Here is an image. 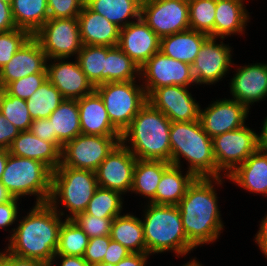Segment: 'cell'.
<instances>
[{
	"label": "cell",
	"mask_w": 267,
	"mask_h": 266,
	"mask_svg": "<svg viewBox=\"0 0 267 266\" xmlns=\"http://www.w3.org/2000/svg\"><path fill=\"white\" fill-rule=\"evenodd\" d=\"M140 81V67L131 60L118 46H107L105 67L101 71V84L107 82Z\"/></svg>",
	"instance_id": "d6a6232c"
},
{
	"label": "cell",
	"mask_w": 267,
	"mask_h": 266,
	"mask_svg": "<svg viewBox=\"0 0 267 266\" xmlns=\"http://www.w3.org/2000/svg\"><path fill=\"white\" fill-rule=\"evenodd\" d=\"M110 241V235L90 238L83 258L88 262L89 265L103 262L104 255L109 247Z\"/></svg>",
	"instance_id": "f6af8a7d"
},
{
	"label": "cell",
	"mask_w": 267,
	"mask_h": 266,
	"mask_svg": "<svg viewBox=\"0 0 267 266\" xmlns=\"http://www.w3.org/2000/svg\"><path fill=\"white\" fill-rule=\"evenodd\" d=\"M48 118L52 121L53 133L62 147L81 134L77 100L64 99Z\"/></svg>",
	"instance_id": "1f68e13d"
},
{
	"label": "cell",
	"mask_w": 267,
	"mask_h": 266,
	"mask_svg": "<svg viewBox=\"0 0 267 266\" xmlns=\"http://www.w3.org/2000/svg\"><path fill=\"white\" fill-rule=\"evenodd\" d=\"M47 61L39 42L31 36L0 69V89L30 74L47 73Z\"/></svg>",
	"instance_id": "44dd1931"
},
{
	"label": "cell",
	"mask_w": 267,
	"mask_h": 266,
	"mask_svg": "<svg viewBox=\"0 0 267 266\" xmlns=\"http://www.w3.org/2000/svg\"><path fill=\"white\" fill-rule=\"evenodd\" d=\"M132 252L126 247L111 239L109 247L104 255L103 262L116 265L119 261L127 257Z\"/></svg>",
	"instance_id": "f907efd6"
},
{
	"label": "cell",
	"mask_w": 267,
	"mask_h": 266,
	"mask_svg": "<svg viewBox=\"0 0 267 266\" xmlns=\"http://www.w3.org/2000/svg\"><path fill=\"white\" fill-rule=\"evenodd\" d=\"M9 153L14 156L41 161L54 171L61 164V151L29 131H20L11 143Z\"/></svg>",
	"instance_id": "d4e9b609"
},
{
	"label": "cell",
	"mask_w": 267,
	"mask_h": 266,
	"mask_svg": "<svg viewBox=\"0 0 267 266\" xmlns=\"http://www.w3.org/2000/svg\"><path fill=\"white\" fill-rule=\"evenodd\" d=\"M0 182L13 198L34 196L35 204L48 203L52 170L41 161L14 156L8 151L7 163Z\"/></svg>",
	"instance_id": "52a82bcc"
},
{
	"label": "cell",
	"mask_w": 267,
	"mask_h": 266,
	"mask_svg": "<svg viewBox=\"0 0 267 266\" xmlns=\"http://www.w3.org/2000/svg\"><path fill=\"white\" fill-rule=\"evenodd\" d=\"M119 142L121 136L80 134L63 146L61 164L74 169L96 171Z\"/></svg>",
	"instance_id": "8fae6325"
},
{
	"label": "cell",
	"mask_w": 267,
	"mask_h": 266,
	"mask_svg": "<svg viewBox=\"0 0 267 266\" xmlns=\"http://www.w3.org/2000/svg\"><path fill=\"white\" fill-rule=\"evenodd\" d=\"M81 134L94 136H122L112 125L100 95L94 90L78 99Z\"/></svg>",
	"instance_id": "7402d4cb"
},
{
	"label": "cell",
	"mask_w": 267,
	"mask_h": 266,
	"mask_svg": "<svg viewBox=\"0 0 267 266\" xmlns=\"http://www.w3.org/2000/svg\"><path fill=\"white\" fill-rule=\"evenodd\" d=\"M11 9L16 27L32 36L49 19L47 0H13Z\"/></svg>",
	"instance_id": "836d02e7"
},
{
	"label": "cell",
	"mask_w": 267,
	"mask_h": 266,
	"mask_svg": "<svg viewBox=\"0 0 267 266\" xmlns=\"http://www.w3.org/2000/svg\"><path fill=\"white\" fill-rule=\"evenodd\" d=\"M208 37V34L188 29L161 38L159 51L167 57L192 65Z\"/></svg>",
	"instance_id": "83f0119b"
},
{
	"label": "cell",
	"mask_w": 267,
	"mask_h": 266,
	"mask_svg": "<svg viewBox=\"0 0 267 266\" xmlns=\"http://www.w3.org/2000/svg\"><path fill=\"white\" fill-rule=\"evenodd\" d=\"M64 100L59 90L46 79L28 98L26 104L32 120L48 118Z\"/></svg>",
	"instance_id": "e575fe53"
},
{
	"label": "cell",
	"mask_w": 267,
	"mask_h": 266,
	"mask_svg": "<svg viewBox=\"0 0 267 266\" xmlns=\"http://www.w3.org/2000/svg\"><path fill=\"white\" fill-rule=\"evenodd\" d=\"M2 1H4V2H6V3H8V4H12V1H13V0H2Z\"/></svg>",
	"instance_id": "6125c7cd"
},
{
	"label": "cell",
	"mask_w": 267,
	"mask_h": 266,
	"mask_svg": "<svg viewBox=\"0 0 267 266\" xmlns=\"http://www.w3.org/2000/svg\"><path fill=\"white\" fill-rule=\"evenodd\" d=\"M208 37L202 44L195 61L191 65L192 74L196 85H215L226 77L233 68V49L223 40ZM218 42V43H217ZM220 43V44H219Z\"/></svg>",
	"instance_id": "5bb4252c"
},
{
	"label": "cell",
	"mask_w": 267,
	"mask_h": 266,
	"mask_svg": "<svg viewBox=\"0 0 267 266\" xmlns=\"http://www.w3.org/2000/svg\"><path fill=\"white\" fill-rule=\"evenodd\" d=\"M230 94L249 110L254 103L267 97V63H251L237 66L230 79Z\"/></svg>",
	"instance_id": "d6986e66"
},
{
	"label": "cell",
	"mask_w": 267,
	"mask_h": 266,
	"mask_svg": "<svg viewBox=\"0 0 267 266\" xmlns=\"http://www.w3.org/2000/svg\"><path fill=\"white\" fill-rule=\"evenodd\" d=\"M66 60L67 58L49 59L47 79L59 90L64 99L78 100L91 94L95 87L82 71L77 58L75 61Z\"/></svg>",
	"instance_id": "ac0fdd59"
},
{
	"label": "cell",
	"mask_w": 267,
	"mask_h": 266,
	"mask_svg": "<svg viewBox=\"0 0 267 266\" xmlns=\"http://www.w3.org/2000/svg\"><path fill=\"white\" fill-rule=\"evenodd\" d=\"M255 236V242L257 243L259 250L262 251L267 259V214L261 219L259 230Z\"/></svg>",
	"instance_id": "db71d44e"
},
{
	"label": "cell",
	"mask_w": 267,
	"mask_h": 266,
	"mask_svg": "<svg viewBox=\"0 0 267 266\" xmlns=\"http://www.w3.org/2000/svg\"><path fill=\"white\" fill-rule=\"evenodd\" d=\"M171 163L162 160L137 159L133 170L131 192L141 194L149 202L156 194L163 172Z\"/></svg>",
	"instance_id": "4dcf8cb0"
},
{
	"label": "cell",
	"mask_w": 267,
	"mask_h": 266,
	"mask_svg": "<svg viewBox=\"0 0 267 266\" xmlns=\"http://www.w3.org/2000/svg\"><path fill=\"white\" fill-rule=\"evenodd\" d=\"M183 167L170 165L162 174L155 196L149 201L153 204L177 206L185 196L188 187L197 178L192 172L183 175Z\"/></svg>",
	"instance_id": "4316f807"
},
{
	"label": "cell",
	"mask_w": 267,
	"mask_h": 266,
	"mask_svg": "<svg viewBox=\"0 0 267 266\" xmlns=\"http://www.w3.org/2000/svg\"><path fill=\"white\" fill-rule=\"evenodd\" d=\"M20 130L8 121L0 112V149H9Z\"/></svg>",
	"instance_id": "c3c4849f"
},
{
	"label": "cell",
	"mask_w": 267,
	"mask_h": 266,
	"mask_svg": "<svg viewBox=\"0 0 267 266\" xmlns=\"http://www.w3.org/2000/svg\"><path fill=\"white\" fill-rule=\"evenodd\" d=\"M31 36L27 30L21 28L0 32V69L11 60Z\"/></svg>",
	"instance_id": "60d3db41"
},
{
	"label": "cell",
	"mask_w": 267,
	"mask_h": 266,
	"mask_svg": "<svg viewBox=\"0 0 267 266\" xmlns=\"http://www.w3.org/2000/svg\"><path fill=\"white\" fill-rule=\"evenodd\" d=\"M98 188L95 171L74 169L60 164L52 171L51 194L48 203L62 215L73 219L85 212L88 203ZM67 209L69 214L65 215ZM61 209V210H60Z\"/></svg>",
	"instance_id": "8992f818"
},
{
	"label": "cell",
	"mask_w": 267,
	"mask_h": 266,
	"mask_svg": "<svg viewBox=\"0 0 267 266\" xmlns=\"http://www.w3.org/2000/svg\"><path fill=\"white\" fill-rule=\"evenodd\" d=\"M17 28L13 19L11 4L0 0V32Z\"/></svg>",
	"instance_id": "816d5d0a"
},
{
	"label": "cell",
	"mask_w": 267,
	"mask_h": 266,
	"mask_svg": "<svg viewBox=\"0 0 267 266\" xmlns=\"http://www.w3.org/2000/svg\"><path fill=\"white\" fill-rule=\"evenodd\" d=\"M150 255L148 253H131L115 266H146Z\"/></svg>",
	"instance_id": "f5cc1de1"
},
{
	"label": "cell",
	"mask_w": 267,
	"mask_h": 266,
	"mask_svg": "<svg viewBox=\"0 0 267 266\" xmlns=\"http://www.w3.org/2000/svg\"><path fill=\"white\" fill-rule=\"evenodd\" d=\"M161 38L142 18L120 29L117 46L139 67L160 50Z\"/></svg>",
	"instance_id": "ffe728a7"
},
{
	"label": "cell",
	"mask_w": 267,
	"mask_h": 266,
	"mask_svg": "<svg viewBox=\"0 0 267 266\" xmlns=\"http://www.w3.org/2000/svg\"><path fill=\"white\" fill-rule=\"evenodd\" d=\"M123 214V215H122ZM113 219L110 237L132 253H146L144 228L140 218L122 213Z\"/></svg>",
	"instance_id": "f546056e"
},
{
	"label": "cell",
	"mask_w": 267,
	"mask_h": 266,
	"mask_svg": "<svg viewBox=\"0 0 267 266\" xmlns=\"http://www.w3.org/2000/svg\"><path fill=\"white\" fill-rule=\"evenodd\" d=\"M190 29L214 37L216 0H188Z\"/></svg>",
	"instance_id": "ab89813d"
},
{
	"label": "cell",
	"mask_w": 267,
	"mask_h": 266,
	"mask_svg": "<svg viewBox=\"0 0 267 266\" xmlns=\"http://www.w3.org/2000/svg\"><path fill=\"white\" fill-rule=\"evenodd\" d=\"M7 159H8V150L0 149V180L5 170Z\"/></svg>",
	"instance_id": "6f0895ef"
},
{
	"label": "cell",
	"mask_w": 267,
	"mask_h": 266,
	"mask_svg": "<svg viewBox=\"0 0 267 266\" xmlns=\"http://www.w3.org/2000/svg\"><path fill=\"white\" fill-rule=\"evenodd\" d=\"M12 199H13V196L0 182V204L11 201Z\"/></svg>",
	"instance_id": "680465c9"
},
{
	"label": "cell",
	"mask_w": 267,
	"mask_h": 266,
	"mask_svg": "<svg viewBox=\"0 0 267 266\" xmlns=\"http://www.w3.org/2000/svg\"><path fill=\"white\" fill-rule=\"evenodd\" d=\"M224 181L223 177L196 178L177 205L188 242L195 249L216 242L223 232L215 186L220 187Z\"/></svg>",
	"instance_id": "6da1fadb"
},
{
	"label": "cell",
	"mask_w": 267,
	"mask_h": 266,
	"mask_svg": "<svg viewBox=\"0 0 267 266\" xmlns=\"http://www.w3.org/2000/svg\"><path fill=\"white\" fill-rule=\"evenodd\" d=\"M47 59L72 58L83 46L77 17L49 18L33 35Z\"/></svg>",
	"instance_id": "30bf717a"
},
{
	"label": "cell",
	"mask_w": 267,
	"mask_h": 266,
	"mask_svg": "<svg viewBox=\"0 0 267 266\" xmlns=\"http://www.w3.org/2000/svg\"><path fill=\"white\" fill-rule=\"evenodd\" d=\"M122 196L121 192L98 187L85 213L98 218H115L123 211L124 197Z\"/></svg>",
	"instance_id": "d590c367"
},
{
	"label": "cell",
	"mask_w": 267,
	"mask_h": 266,
	"mask_svg": "<svg viewBox=\"0 0 267 266\" xmlns=\"http://www.w3.org/2000/svg\"><path fill=\"white\" fill-rule=\"evenodd\" d=\"M137 81L107 82L95 87L112 125L121 134L130 126L138 111L147 103L144 87Z\"/></svg>",
	"instance_id": "ba28073f"
},
{
	"label": "cell",
	"mask_w": 267,
	"mask_h": 266,
	"mask_svg": "<svg viewBox=\"0 0 267 266\" xmlns=\"http://www.w3.org/2000/svg\"><path fill=\"white\" fill-rule=\"evenodd\" d=\"M212 145L218 177L225 178L260 148L258 132L247 125L213 137Z\"/></svg>",
	"instance_id": "9c48e42d"
},
{
	"label": "cell",
	"mask_w": 267,
	"mask_h": 266,
	"mask_svg": "<svg viewBox=\"0 0 267 266\" xmlns=\"http://www.w3.org/2000/svg\"><path fill=\"white\" fill-rule=\"evenodd\" d=\"M77 18L83 45L117 46L120 28L106 17L84 4Z\"/></svg>",
	"instance_id": "603a6c76"
},
{
	"label": "cell",
	"mask_w": 267,
	"mask_h": 266,
	"mask_svg": "<svg viewBox=\"0 0 267 266\" xmlns=\"http://www.w3.org/2000/svg\"><path fill=\"white\" fill-rule=\"evenodd\" d=\"M47 79V73H34L10 82L4 89L12 96L28 99Z\"/></svg>",
	"instance_id": "7bdbcfd3"
},
{
	"label": "cell",
	"mask_w": 267,
	"mask_h": 266,
	"mask_svg": "<svg viewBox=\"0 0 267 266\" xmlns=\"http://www.w3.org/2000/svg\"><path fill=\"white\" fill-rule=\"evenodd\" d=\"M17 220L5 249L19 257L52 264L59 244V231L65 219L49 203L34 204Z\"/></svg>",
	"instance_id": "7a4b0ae2"
},
{
	"label": "cell",
	"mask_w": 267,
	"mask_h": 266,
	"mask_svg": "<svg viewBox=\"0 0 267 266\" xmlns=\"http://www.w3.org/2000/svg\"><path fill=\"white\" fill-rule=\"evenodd\" d=\"M20 199L13 198L11 201L4 202L0 204V228L3 230L7 227L12 226L20 218Z\"/></svg>",
	"instance_id": "7dc6e473"
},
{
	"label": "cell",
	"mask_w": 267,
	"mask_h": 266,
	"mask_svg": "<svg viewBox=\"0 0 267 266\" xmlns=\"http://www.w3.org/2000/svg\"><path fill=\"white\" fill-rule=\"evenodd\" d=\"M141 18L160 37L190 29L188 0H144Z\"/></svg>",
	"instance_id": "7c38bea8"
},
{
	"label": "cell",
	"mask_w": 267,
	"mask_h": 266,
	"mask_svg": "<svg viewBox=\"0 0 267 266\" xmlns=\"http://www.w3.org/2000/svg\"><path fill=\"white\" fill-rule=\"evenodd\" d=\"M49 18H72L81 13L85 0H47Z\"/></svg>",
	"instance_id": "ee69618b"
},
{
	"label": "cell",
	"mask_w": 267,
	"mask_h": 266,
	"mask_svg": "<svg viewBox=\"0 0 267 266\" xmlns=\"http://www.w3.org/2000/svg\"><path fill=\"white\" fill-rule=\"evenodd\" d=\"M107 46L83 45L77 55V60L87 79L94 87L101 84V71L105 67Z\"/></svg>",
	"instance_id": "74e56055"
},
{
	"label": "cell",
	"mask_w": 267,
	"mask_h": 266,
	"mask_svg": "<svg viewBox=\"0 0 267 266\" xmlns=\"http://www.w3.org/2000/svg\"><path fill=\"white\" fill-rule=\"evenodd\" d=\"M0 251V266H50L47 263L30 259L19 257L8 252L6 249Z\"/></svg>",
	"instance_id": "681fc988"
},
{
	"label": "cell",
	"mask_w": 267,
	"mask_h": 266,
	"mask_svg": "<svg viewBox=\"0 0 267 266\" xmlns=\"http://www.w3.org/2000/svg\"><path fill=\"white\" fill-rule=\"evenodd\" d=\"M90 266H115V265L110 264V263L98 262L95 264H91Z\"/></svg>",
	"instance_id": "94428289"
},
{
	"label": "cell",
	"mask_w": 267,
	"mask_h": 266,
	"mask_svg": "<svg viewBox=\"0 0 267 266\" xmlns=\"http://www.w3.org/2000/svg\"><path fill=\"white\" fill-rule=\"evenodd\" d=\"M141 0H85L93 12L106 17L120 29L141 18Z\"/></svg>",
	"instance_id": "f1b7e54d"
},
{
	"label": "cell",
	"mask_w": 267,
	"mask_h": 266,
	"mask_svg": "<svg viewBox=\"0 0 267 266\" xmlns=\"http://www.w3.org/2000/svg\"><path fill=\"white\" fill-rule=\"evenodd\" d=\"M245 0H216L214 38L244 35L250 15Z\"/></svg>",
	"instance_id": "484cf974"
},
{
	"label": "cell",
	"mask_w": 267,
	"mask_h": 266,
	"mask_svg": "<svg viewBox=\"0 0 267 266\" xmlns=\"http://www.w3.org/2000/svg\"><path fill=\"white\" fill-rule=\"evenodd\" d=\"M249 109L240 102L223 98L212 101L199 111V121L203 130L213 138L225 132L237 130L245 125Z\"/></svg>",
	"instance_id": "e0dca14e"
},
{
	"label": "cell",
	"mask_w": 267,
	"mask_h": 266,
	"mask_svg": "<svg viewBox=\"0 0 267 266\" xmlns=\"http://www.w3.org/2000/svg\"><path fill=\"white\" fill-rule=\"evenodd\" d=\"M114 218H98L85 212L77 214L72 220L89 238L109 236Z\"/></svg>",
	"instance_id": "b9f144b4"
},
{
	"label": "cell",
	"mask_w": 267,
	"mask_h": 266,
	"mask_svg": "<svg viewBox=\"0 0 267 266\" xmlns=\"http://www.w3.org/2000/svg\"><path fill=\"white\" fill-rule=\"evenodd\" d=\"M226 178L243 190L267 196V150L259 148Z\"/></svg>",
	"instance_id": "cb8c5ba5"
},
{
	"label": "cell",
	"mask_w": 267,
	"mask_h": 266,
	"mask_svg": "<svg viewBox=\"0 0 267 266\" xmlns=\"http://www.w3.org/2000/svg\"><path fill=\"white\" fill-rule=\"evenodd\" d=\"M141 219L144 228L146 253L161 254L170 251L184 258L195 249L184 232L178 206L146 202Z\"/></svg>",
	"instance_id": "5b68a950"
},
{
	"label": "cell",
	"mask_w": 267,
	"mask_h": 266,
	"mask_svg": "<svg viewBox=\"0 0 267 266\" xmlns=\"http://www.w3.org/2000/svg\"><path fill=\"white\" fill-rule=\"evenodd\" d=\"M60 259V266H90L88 262L80 256H66V255H55L50 266L57 265V261ZM55 263V264H54Z\"/></svg>",
	"instance_id": "11a10c76"
},
{
	"label": "cell",
	"mask_w": 267,
	"mask_h": 266,
	"mask_svg": "<svg viewBox=\"0 0 267 266\" xmlns=\"http://www.w3.org/2000/svg\"><path fill=\"white\" fill-rule=\"evenodd\" d=\"M189 87L172 85L154 89L147 101L171 122L199 120L200 104L189 92Z\"/></svg>",
	"instance_id": "2e32d148"
},
{
	"label": "cell",
	"mask_w": 267,
	"mask_h": 266,
	"mask_svg": "<svg viewBox=\"0 0 267 266\" xmlns=\"http://www.w3.org/2000/svg\"><path fill=\"white\" fill-rule=\"evenodd\" d=\"M171 121L148 101L122 133L121 142L141 160L171 163Z\"/></svg>",
	"instance_id": "3957f363"
},
{
	"label": "cell",
	"mask_w": 267,
	"mask_h": 266,
	"mask_svg": "<svg viewBox=\"0 0 267 266\" xmlns=\"http://www.w3.org/2000/svg\"><path fill=\"white\" fill-rule=\"evenodd\" d=\"M169 140L171 165L181 167L183 158L187 161L188 171L197 178L218 177L212 138L203 130L199 120L171 122Z\"/></svg>",
	"instance_id": "277c9868"
},
{
	"label": "cell",
	"mask_w": 267,
	"mask_h": 266,
	"mask_svg": "<svg viewBox=\"0 0 267 266\" xmlns=\"http://www.w3.org/2000/svg\"><path fill=\"white\" fill-rule=\"evenodd\" d=\"M262 128L260 129L261 132L258 133L259 135V146L262 149L267 150V117L264 118L262 121Z\"/></svg>",
	"instance_id": "9f6ffc18"
},
{
	"label": "cell",
	"mask_w": 267,
	"mask_h": 266,
	"mask_svg": "<svg viewBox=\"0 0 267 266\" xmlns=\"http://www.w3.org/2000/svg\"><path fill=\"white\" fill-rule=\"evenodd\" d=\"M197 258L190 259L191 261H188L187 263L183 264L182 266H203L202 262L200 263L199 260H196Z\"/></svg>",
	"instance_id": "91938a15"
},
{
	"label": "cell",
	"mask_w": 267,
	"mask_h": 266,
	"mask_svg": "<svg viewBox=\"0 0 267 266\" xmlns=\"http://www.w3.org/2000/svg\"><path fill=\"white\" fill-rule=\"evenodd\" d=\"M140 80L147 96L154 89L164 86H196L191 65L167 57L161 51L156 52L140 67Z\"/></svg>",
	"instance_id": "4fadbf2b"
},
{
	"label": "cell",
	"mask_w": 267,
	"mask_h": 266,
	"mask_svg": "<svg viewBox=\"0 0 267 266\" xmlns=\"http://www.w3.org/2000/svg\"><path fill=\"white\" fill-rule=\"evenodd\" d=\"M136 161L130 150L119 142L95 171L98 187L123 195L131 192Z\"/></svg>",
	"instance_id": "9a60e30c"
},
{
	"label": "cell",
	"mask_w": 267,
	"mask_h": 266,
	"mask_svg": "<svg viewBox=\"0 0 267 266\" xmlns=\"http://www.w3.org/2000/svg\"><path fill=\"white\" fill-rule=\"evenodd\" d=\"M89 239L72 219H65L60 227L59 244L55 255L83 257Z\"/></svg>",
	"instance_id": "8d00e7d4"
},
{
	"label": "cell",
	"mask_w": 267,
	"mask_h": 266,
	"mask_svg": "<svg viewBox=\"0 0 267 266\" xmlns=\"http://www.w3.org/2000/svg\"><path fill=\"white\" fill-rule=\"evenodd\" d=\"M0 112L20 131H29L32 123L26 101L0 90Z\"/></svg>",
	"instance_id": "f35d334b"
},
{
	"label": "cell",
	"mask_w": 267,
	"mask_h": 266,
	"mask_svg": "<svg viewBox=\"0 0 267 266\" xmlns=\"http://www.w3.org/2000/svg\"><path fill=\"white\" fill-rule=\"evenodd\" d=\"M30 131L40 139L52 142L60 151L62 146L58 143V138L53 133L52 121L49 118L32 120Z\"/></svg>",
	"instance_id": "bcb514c9"
}]
</instances>
